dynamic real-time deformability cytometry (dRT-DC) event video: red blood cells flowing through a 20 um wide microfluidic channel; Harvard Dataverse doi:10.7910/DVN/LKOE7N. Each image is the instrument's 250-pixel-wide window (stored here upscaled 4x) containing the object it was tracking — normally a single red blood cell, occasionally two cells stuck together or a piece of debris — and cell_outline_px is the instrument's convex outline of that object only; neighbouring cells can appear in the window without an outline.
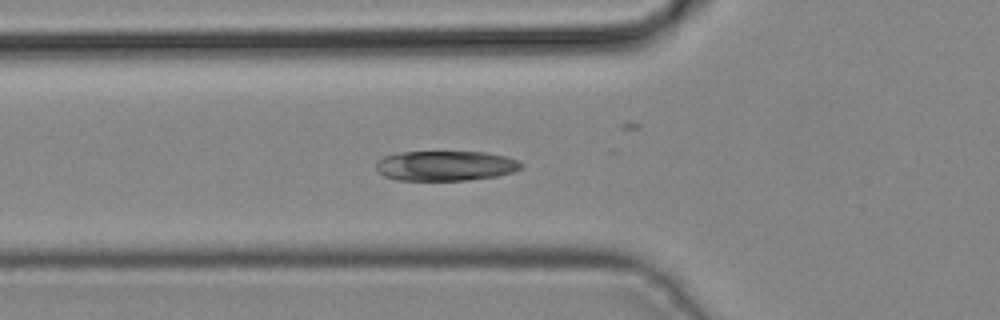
{"species": "common noctule bat (a hibernating species)", "species_latin": "Nyctalus noctula", "temperature_condition": "cold", "stored_images_in_passage": 33, "camera_frame_rate_fps": 3000, "um_per_image_px": 0.085, "animal": {"sex": "male", "body_mass_g": 19.2, "forearm_length_mm": 51.8}, "frame": {"image": 1, "passage_image": 8, "time_ms": 2.333, "image_size_px": [1000, 320], "cell_outline_px": [[524, 168], [512, 172], [496, 176], [468, 180], [400, 180], [384, 176], [376, 168], [376, 164], [384, 156], [400, 152], [488, 152], [504, 156], [516, 160], [524, 164]], "centroid_in_image_um": [37.91, 14.09], "position_along_channel_um": 87.9, "area_um2": 25.26}}
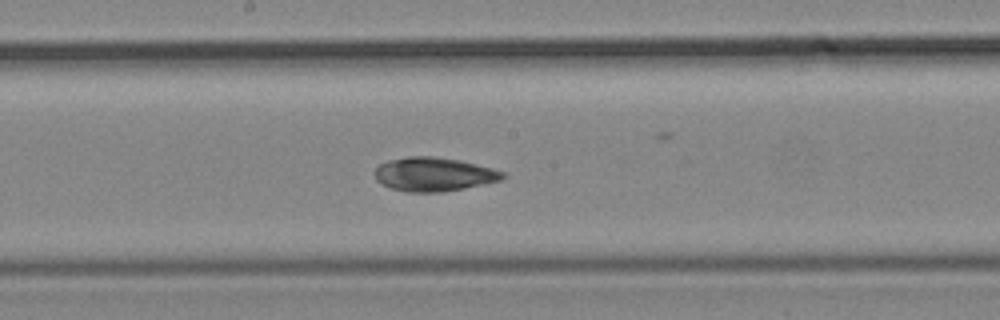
{"frame": {"image": 2, "passage_image": 16, "time_ms": 5.0, "image_size_px": [1000, 320], "cell_outline_px": [[504, 176], [500, 180], [464, 188], [440, 192], [408, 192], [392, 188], [380, 184], [376, 180], [376, 168], [380, 164], [388, 160], [408, 156], [436, 156], [460, 160], [492, 168], [504, 172]], "centroid_in_image_um": [36.84, 14.8], "position_along_channel_um": 211.4, "area_um2": 25.09}}
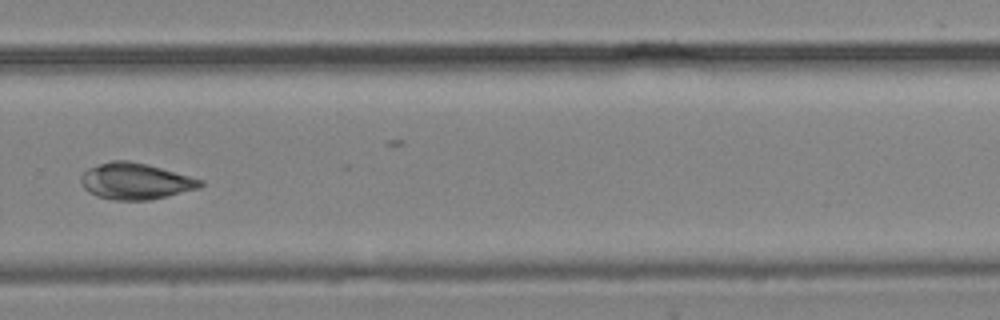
{"frame": {"image": 3, "passage_image": 23, "time_ms": 7.333, "image_size_px": [1000, 320], "cell_outline_px": [[204, 184], [200, 188], [148, 200], [116, 200], [96, 196], [88, 192], [84, 188], [80, 180], [80, 176], [88, 168], [112, 160], [128, 160], [148, 164], [204, 180]], "centroid_in_image_um": [11.51, 15.4], "position_along_channel_um": 318.3, "area_um2": 25.26}}